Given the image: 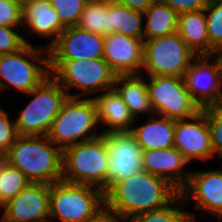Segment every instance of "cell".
<instances>
[{"label": "cell", "instance_id": "cell-1", "mask_svg": "<svg viewBox=\"0 0 222 222\" xmlns=\"http://www.w3.org/2000/svg\"><path fill=\"white\" fill-rule=\"evenodd\" d=\"M180 191L165 178L141 171L113 184L105 193V206L120 218L132 217L170 204Z\"/></svg>", "mask_w": 222, "mask_h": 222}, {"label": "cell", "instance_id": "cell-2", "mask_svg": "<svg viewBox=\"0 0 222 222\" xmlns=\"http://www.w3.org/2000/svg\"><path fill=\"white\" fill-rule=\"evenodd\" d=\"M4 156L31 183L51 185L62 180L63 151L47 136H18Z\"/></svg>", "mask_w": 222, "mask_h": 222}, {"label": "cell", "instance_id": "cell-3", "mask_svg": "<svg viewBox=\"0 0 222 222\" xmlns=\"http://www.w3.org/2000/svg\"><path fill=\"white\" fill-rule=\"evenodd\" d=\"M51 76L72 98H94L114 88L116 74L103 58L49 60ZM71 89V90H70ZM74 89L78 93H70Z\"/></svg>", "mask_w": 222, "mask_h": 222}, {"label": "cell", "instance_id": "cell-4", "mask_svg": "<svg viewBox=\"0 0 222 222\" xmlns=\"http://www.w3.org/2000/svg\"><path fill=\"white\" fill-rule=\"evenodd\" d=\"M109 154L103 135L63 150L62 181L107 191Z\"/></svg>", "mask_w": 222, "mask_h": 222}, {"label": "cell", "instance_id": "cell-5", "mask_svg": "<svg viewBox=\"0 0 222 222\" xmlns=\"http://www.w3.org/2000/svg\"><path fill=\"white\" fill-rule=\"evenodd\" d=\"M51 75L48 49L25 44L14 53L0 55V93L15 89L29 93Z\"/></svg>", "mask_w": 222, "mask_h": 222}, {"label": "cell", "instance_id": "cell-6", "mask_svg": "<svg viewBox=\"0 0 222 222\" xmlns=\"http://www.w3.org/2000/svg\"><path fill=\"white\" fill-rule=\"evenodd\" d=\"M92 98L67 97L54 119L47 137L62 151L102 135Z\"/></svg>", "mask_w": 222, "mask_h": 222}, {"label": "cell", "instance_id": "cell-7", "mask_svg": "<svg viewBox=\"0 0 222 222\" xmlns=\"http://www.w3.org/2000/svg\"><path fill=\"white\" fill-rule=\"evenodd\" d=\"M24 95L30 100L14 118L18 136H47L63 102L68 97L66 91L50 75Z\"/></svg>", "mask_w": 222, "mask_h": 222}, {"label": "cell", "instance_id": "cell-8", "mask_svg": "<svg viewBox=\"0 0 222 222\" xmlns=\"http://www.w3.org/2000/svg\"><path fill=\"white\" fill-rule=\"evenodd\" d=\"M104 206V192L97 187L62 180L50 185L49 222H86Z\"/></svg>", "mask_w": 222, "mask_h": 222}, {"label": "cell", "instance_id": "cell-9", "mask_svg": "<svg viewBox=\"0 0 222 222\" xmlns=\"http://www.w3.org/2000/svg\"><path fill=\"white\" fill-rule=\"evenodd\" d=\"M144 76L183 77L196 55L176 32L144 41ZM148 74V75H147Z\"/></svg>", "mask_w": 222, "mask_h": 222}, {"label": "cell", "instance_id": "cell-10", "mask_svg": "<svg viewBox=\"0 0 222 222\" xmlns=\"http://www.w3.org/2000/svg\"><path fill=\"white\" fill-rule=\"evenodd\" d=\"M145 78L155 114L178 120L193 117L202 110L191 97L183 77L145 76Z\"/></svg>", "mask_w": 222, "mask_h": 222}, {"label": "cell", "instance_id": "cell-11", "mask_svg": "<svg viewBox=\"0 0 222 222\" xmlns=\"http://www.w3.org/2000/svg\"><path fill=\"white\" fill-rule=\"evenodd\" d=\"M183 78L201 109L222 107V60L218 54L197 56Z\"/></svg>", "mask_w": 222, "mask_h": 222}, {"label": "cell", "instance_id": "cell-12", "mask_svg": "<svg viewBox=\"0 0 222 222\" xmlns=\"http://www.w3.org/2000/svg\"><path fill=\"white\" fill-rule=\"evenodd\" d=\"M174 147L190 164L196 159L206 162L214 158L207 123V108L193 117L175 120Z\"/></svg>", "mask_w": 222, "mask_h": 222}, {"label": "cell", "instance_id": "cell-13", "mask_svg": "<svg viewBox=\"0 0 222 222\" xmlns=\"http://www.w3.org/2000/svg\"><path fill=\"white\" fill-rule=\"evenodd\" d=\"M109 154L107 190L115 183L143 171V150L130 132L102 134Z\"/></svg>", "mask_w": 222, "mask_h": 222}, {"label": "cell", "instance_id": "cell-14", "mask_svg": "<svg viewBox=\"0 0 222 222\" xmlns=\"http://www.w3.org/2000/svg\"><path fill=\"white\" fill-rule=\"evenodd\" d=\"M184 204L195 203V209L216 218L222 215V167L190 172L186 185L180 190Z\"/></svg>", "mask_w": 222, "mask_h": 222}, {"label": "cell", "instance_id": "cell-15", "mask_svg": "<svg viewBox=\"0 0 222 222\" xmlns=\"http://www.w3.org/2000/svg\"><path fill=\"white\" fill-rule=\"evenodd\" d=\"M50 185L30 183L0 207L2 222H49Z\"/></svg>", "mask_w": 222, "mask_h": 222}, {"label": "cell", "instance_id": "cell-16", "mask_svg": "<svg viewBox=\"0 0 222 222\" xmlns=\"http://www.w3.org/2000/svg\"><path fill=\"white\" fill-rule=\"evenodd\" d=\"M104 35L66 27L48 48L49 60H94L103 57Z\"/></svg>", "mask_w": 222, "mask_h": 222}, {"label": "cell", "instance_id": "cell-17", "mask_svg": "<svg viewBox=\"0 0 222 222\" xmlns=\"http://www.w3.org/2000/svg\"><path fill=\"white\" fill-rule=\"evenodd\" d=\"M144 40L118 33L104 35L103 59L116 75L141 74Z\"/></svg>", "mask_w": 222, "mask_h": 222}, {"label": "cell", "instance_id": "cell-18", "mask_svg": "<svg viewBox=\"0 0 222 222\" xmlns=\"http://www.w3.org/2000/svg\"><path fill=\"white\" fill-rule=\"evenodd\" d=\"M21 28L25 44H32L27 36H40L41 38L50 39L43 47L48 49L57 37L65 30L61 24L59 16L51 6L49 0H31L22 6ZM25 32V33H24Z\"/></svg>", "mask_w": 222, "mask_h": 222}, {"label": "cell", "instance_id": "cell-19", "mask_svg": "<svg viewBox=\"0 0 222 222\" xmlns=\"http://www.w3.org/2000/svg\"><path fill=\"white\" fill-rule=\"evenodd\" d=\"M143 171L168 180L179 191L186 185L190 170L189 163L175 148L143 151Z\"/></svg>", "mask_w": 222, "mask_h": 222}, {"label": "cell", "instance_id": "cell-20", "mask_svg": "<svg viewBox=\"0 0 222 222\" xmlns=\"http://www.w3.org/2000/svg\"><path fill=\"white\" fill-rule=\"evenodd\" d=\"M93 100L102 134L131 132L135 118L115 88L104 91Z\"/></svg>", "mask_w": 222, "mask_h": 222}, {"label": "cell", "instance_id": "cell-21", "mask_svg": "<svg viewBox=\"0 0 222 222\" xmlns=\"http://www.w3.org/2000/svg\"><path fill=\"white\" fill-rule=\"evenodd\" d=\"M138 125L135 120L131 134L143 151L174 147L175 120L157 114L148 116Z\"/></svg>", "mask_w": 222, "mask_h": 222}, {"label": "cell", "instance_id": "cell-22", "mask_svg": "<svg viewBox=\"0 0 222 222\" xmlns=\"http://www.w3.org/2000/svg\"><path fill=\"white\" fill-rule=\"evenodd\" d=\"M114 88L121 95L123 102L127 105L135 120L142 115L145 118V116L155 114L144 75H117Z\"/></svg>", "mask_w": 222, "mask_h": 222}, {"label": "cell", "instance_id": "cell-23", "mask_svg": "<svg viewBox=\"0 0 222 222\" xmlns=\"http://www.w3.org/2000/svg\"><path fill=\"white\" fill-rule=\"evenodd\" d=\"M177 33L196 55H209V39L204 10L179 14Z\"/></svg>", "mask_w": 222, "mask_h": 222}, {"label": "cell", "instance_id": "cell-24", "mask_svg": "<svg viewBox=\"0 0 222 222\" xmlns=\"http://www.w3.org/2000/svg\"><path fill=\"white\" fill-rule=\"evenodd\" d=\"M143 16L144 41L177 32L178 14L160 0H155Z\"/></svg>", "mask_w": 222, "mask_h": 222}, {"label": "cell", "instance_id": "cell-25", "mask_svg": "<svg viewBox=\"0 0 222 222\" xmlns=\"http://www.w3.org/2000/svg\"><path fill=\"white\" fill-rule=\"evenodd\" d=\"M76 26L92 33L111 34L112 14L110 12V0H89Z\"/></svg>", "mask_w": 222, "mask_h": 222}, {"label": "cell", "instance_id": "cell-26", "mask_svg": "<svg viewBox=\"0 0 222 222\" xmlns=\"http://www.w3.org/2000/svg\"><path fill=\"white\" fill-rule=\"evenodd\" d=\"M112 33L144 40V16L122 4L110 1Z\"/></svg>", "mask_w": 222, "mask_h": 222}, {"label": "cell", "instance_id": "cell-27", "mask_svg": "<svg viewBox=\"0 0 222 222\" xmlns=\"http://www.w3.org/2000/svg\"><path fill=\"white\" fill-rule=\"evenodd\" d=\"M183 206L185 204L179 194L165 207L138 214L127 222H185L190 211L182 209Z\"/></svg>", "mask_w": 222, "mask_h": 222}, {"label": "cell", "instance_id": "cell-28", "mask_svg": "<svg viewBox=\"0 0 222 222\" xmlns=\"http://www.w3.org/2000/svg\"><path fill=\"white\" fill-rule=\"evenodd\" d=\"M31 182L17 168L3 162L0 176V207L16 197Z\"/></svg>", "mask_w": 222, "mask_h": 222}, {"label": "cell", "instance_id": "cell-29", "mask_svg": "<svg viewBox=\"0 0 222 222\" xmlns=\"http://www.w3.org/2000/svg\"><path fill=\"white\" fill-rule=\"evenodd\" d=\"M209 39V55L222 51V1L207 3L205 9Z\"/></svg>", "mask_w": 222, "mask_h": 222}, {"label": "cell", "instance_id": "cell-30", "mask_svg": "<svg viewBox=\"0 0 222 222\" xmlns=\"http://www.w3.org/2000/svg\"><path fill=\"white\" fill-rule=\"evenodd\" d=\"M59 16L61 24L66 27L76 26L81 13L89 0H49Z\"/></svg>", "mask_w": 222, "mask_h": 222}, {"label": "cell", "instance_id": "cell-31", "mask_svg": "<svg viewBox=\"0 0 222 222\" xmlns=\"http://www.w3.org/2000/svg\"><path fill=\"white\" fill-rule=\"evenodd\" d=\"M207 123L214 158L222 160V107L207 108Z\"/></svg>", "mask_w": 222, "mask_h": 222}, {"label": "cell", "instance_id": "cell-32", "mask_svg": "<svg viewBox=\"0 0 222 222\" xmlns=\"http://www.w3.org/2000/svg\"><path fill=\"white\" fill-rule=\"evenodd\" d=\"M22 28L0 26V55L14 53L25 45Z\"/></svg>", "mask_w": 222, "mask_h": 222}, {"label": "cell", "instance_id": "cell-33", "mask_svg": "<svg viewBox=\"0 0 222 222\" xmlns=\"http://www.w3.org/2000/svg\"><path fill=\"white\" fill-rule=\"evenodd\" d=\"M18 137L15 119L10 118L6 109H0V155H4Z\"/></svg>", "mask_w": 222, "mask_h": 222}, {"label": "cell", "instance_id": "cell-34", "mask_svg": "<svg viewBox=\"0 0 222 222\" xmlns=\"http://www.w3.org/2000/svg\"><path fill=\"white\" fill-rule=\"evenodd\" d=\"M22 6L14 0H0V26L21 27Z\"/></svg>", "mask_w": 222, "mask_h": 222}, {"label": "cell", "instance_id": "cell-35", "mask_svg": "<svg viewBox=\"0 0 222 222\" xmlns=\"http://www.w3.org/2000/svg\"><path fill=\"white\" fill-rule=\"evenodd\" d=\"M174 10L178 15L185 12L204 10L207 0H160Z\"/></svg>", "mask_w": 222, "mask_h": 222}, {"label": "cell", "instance_id": "cell-36", "mask_svg": "<svg viewBox=\"0 0 222 222\" xmlns=\"http://www.w3.org/2000/svg\"><path fill=\"white\" fill-rule=\"evenodd\" d=\"M86 222H127L120 218L112 210L104 206L98 211L93 217L88 219Z\"/></svg>", "mask_w": 222, "mask_h": 222}, {"label": "cell", "instance_id": "cell-37", "mask_svg": "<svg viewBox=\"0 0 222 222\" xmlns=\"http://www.w3.org/2000/svg\"><path fill=\"white\" fill-rule=\"evenodd\" d=\"M132 10L144 13L155 0H110Z\"/></svg>", "mask_w": 222, "mask_h": 222}, {"label": "cell", "instance_id": "cell-38", "mask_svg": "<svg viewBox=\"0 0 222 222\" xmlns=\"http://www.w3.org/2000/svg\"><path fill=\"white\" fill-rule=\"evenodd\" d=\"M185 222H200L196 219V214L189 212Z\"/></svg>", "mask_w": 222, "mask_h": 222}, {"label": "cell", "instance_id": "cell-39", "mask_svg": "<svg viewBox=\"0 0 222 222\" xmlns=\"http://www.w3.org/2000/svg\"><path fill=\"white\" fill-rule=\"evenodd\" d=\"M5 161V156L4 155H0V176L2 173V168H3V162Z\"/></svg>", "mask_w": 222, "mask_h": 222}, {"label": "cell", "instance_id": "cell-40", "mask_svg": "<svg viewBox=\"0 0 222 222\" xmlns=\"http://www.w3.org/2000/svg\"><path fill=\"white\" fill-rule=\"evenodd\" d=\"M14 1L23 6L25 3L30 2L31 0H14Z\"/></svg>", "mask_w": 222, "mask_h": 222}, {"label": "cell", "instance_id": "cell-41", "mask_svg": "<svg viewBox=\"0 0 222 222\" xmlns=\"http://www.w3.org/2000/svg\"><path fill=\"white\" fill-rule=\"evenodd\" d=\"M215 1H222V0H207V2H215Z\"/></svg>", "mask_w": 222, "mask_h": 222}, {"label": "cell", "instance_id": "cell-42", "mask_svg": "<svg viewBox=\"0 0 222 222\" xmlns=\"http://www.w3.org/2000/svg\"><path fill=\"white\" fill-rule=\"evenodd\" d=\"M217 219L222 222V215L220 217H217Z\"/></svg>", "mask_w": 222, "mask_h": 222}, {"label": "cell", "instance_id": "cell-43", "mask_svg": "<svg viewBox=\"0 0 222 222\" xmlns=\"http://www.w3.org/2000/svg\"><path fill=\"white\" fill-rule=\"evenodd\" d=\"M218 55L221 57V60H222V51Z\"/></svg>", "mask_w": 222, "mask_h": 222}]
</instances>
